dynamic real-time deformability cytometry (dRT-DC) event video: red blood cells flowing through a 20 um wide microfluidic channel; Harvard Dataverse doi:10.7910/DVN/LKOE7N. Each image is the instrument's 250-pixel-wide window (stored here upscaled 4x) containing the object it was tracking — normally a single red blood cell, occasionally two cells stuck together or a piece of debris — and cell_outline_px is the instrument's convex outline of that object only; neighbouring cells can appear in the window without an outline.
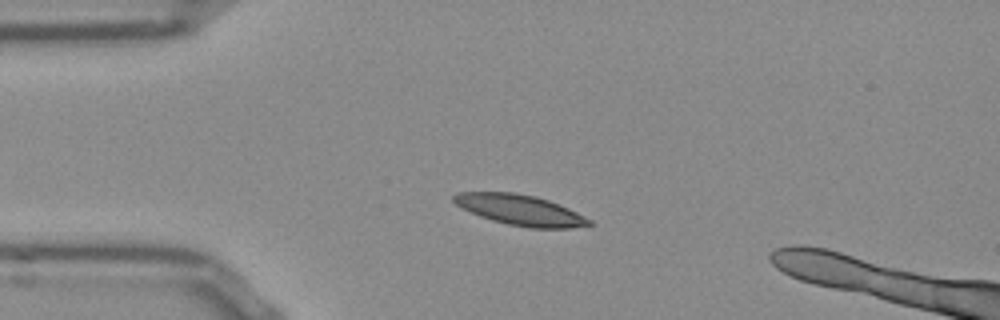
{"species": "Egyptian fruit bat (a non-hibernating species)", "species_latin": "Rousettus aegyptiacus", "temperature_condition": "room temperature", "stored_images_in_passage": 14, "camera_frame_rate_fps": 3000, "um_per_image_px": 0.085, "frame": {"image": 1, "passage_image": 10, "time_ms": 3.0, "image_size_px": [1000, 320], "cell_outline_px": [[596, 224], [572, 228], [528, 228], [508, 224], [492, 220], [480, 216], [460, 208], [452, 200], [452, 196], [456, 192], [512, 192], [536, 196], [548, 200], [568, 208], [592, 220]], "centroid_in_image_um": [44.21, 17.85], "position_along_channel_um": 40.8, "area_um2": 24.22}}